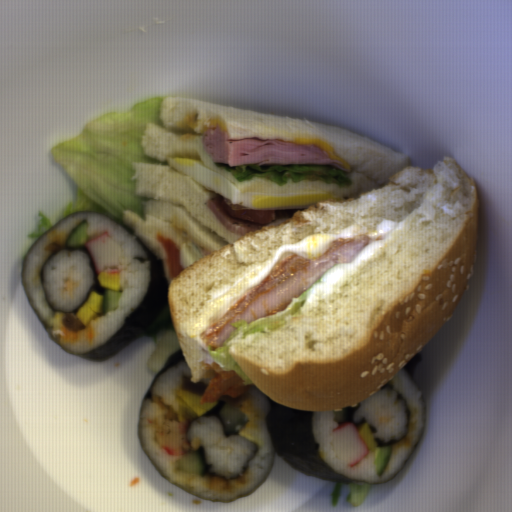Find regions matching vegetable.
Returning a JSON list of instances; mask_svg holds the SVG:
<instances>
[{
  "mask_svg": "<svg viewBox=\"0 0 512 512\" xmlns=\"http://www.w3.org/2000/svg\"><path fill=\"white\" fill-rule=\"evenodd\" d=\"M165 98H148L127 109L101 114L80 133L51 146L52 158L76 188V202H68L64 216L76 210H95L132 228L122 214L130 210L145 220L147 197L135 193L133 162L158 164L142 149L150 124H162Z\"/></svg>",
  "mask_w": 512,
  "mask_h": 512,
  "instance_id": "1",
  "label": "vegetable"
},
{
  "mask_svg": "<svg viewBox=\"0 0 512 512\" xmlns=\"http://www.w3.org/2000/svg\"><path fill=\"white\" fill-rule=\"evenodd\" d=\"M140 335L150 336L155 346L146 365L149 370L157 373L169 356L181 349L175 334L170 308Z\"/></svg>",
  "mask_w": 512,
  "mask_h": 512,
  "instance_id": "2",
  "label": "vegetable"
},
{
  "mask_svg": "<svg viewBox=\"0 0 512 512\" xmlns=\"http://www.w3.org/2000/svg\"><path fill=\"white\" fill-rule=\"evenodd\" d=\"M373 484L348 483L347 501L353 507H360L368 498Z\"/></svg>",
  "mask_w": 512,
  "mask_h": 512,
  "instance_id": "3",
  "label": "vegetable"
},
{
  "mask_svg": "<svg viewBox=\"0 0 512 512\" xmlns=\"http://www.w3.org/2000/svg\"><path fill=\"white\" fill-rule=\"evenodd\" d=\"M40 224L38 228L31 233H28L26 236L30 238L32 241H37L38 238L44 234L47 230H49L52 226L55 225V221L50 219L47 215H45L42 211L37 213Z\"/></svg>",
  "mask_w": 512,
  "mask_h": 512,
  "instance_id": "4",
  "label": "vegetable"
},
{
  "mask_svg": "<svg viewBox=\"0 0 512 512\" xmlns=\"http://www.w3.org/2000/svg\"><path fill=\"white\" fill-rule=\"evenodd\" d=\"M344 482H335L332 485L330 497L332 506H338Z\"/></svg>",
  "mask_w": 512,
  "mask_h": 512,
  "instance_id": "5",
  "label": "vegetable"
}]
</instances>
